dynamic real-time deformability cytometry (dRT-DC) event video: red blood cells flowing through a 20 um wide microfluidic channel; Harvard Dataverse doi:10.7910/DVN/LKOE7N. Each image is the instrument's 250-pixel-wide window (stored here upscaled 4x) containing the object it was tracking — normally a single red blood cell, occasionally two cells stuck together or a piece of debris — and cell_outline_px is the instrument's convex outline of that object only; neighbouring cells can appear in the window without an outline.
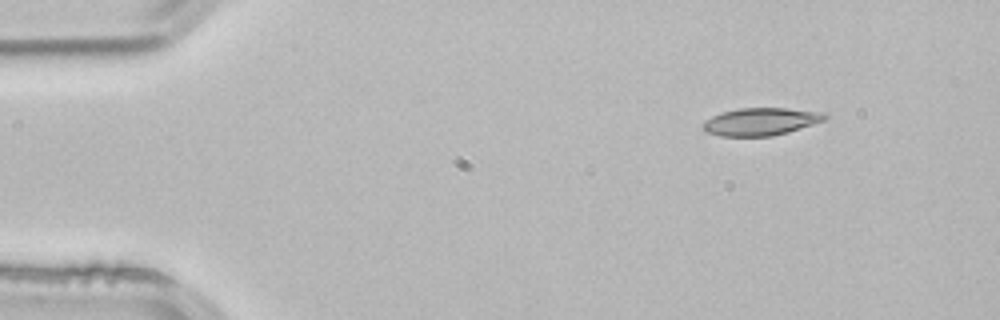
{"species": "common noctule bat (a hibernating species)", "species_latin": "Nyctalus noctula", "temperature_condition": "room temperature", "stored_images_in_passage": 4, "segment_of_instrument_passage": [2, 2], "camera_frame_rate_fps": 3000, "um_per_image_px": 0.085, "animal": {"sex": "male", "body_mass_g": 21.5, "forearm_length_mm": 52.0}, "frame": {"image": 1, "passage_image": 4, "time_ms": 1.0, "image_size_px": [1000, 320], "cell_outline_px": [[828, 116], [824, 120], [788, 132], [772, 136], [720, 136], [708, 132], [700, 124], [704, 120], [720, 112], [740, 108], [788, 108], [824, 112]], "centroid_in_image_um": [64.64, 10.33], "position_along_channel_um": 20.4, "area_um2": 19.59}}